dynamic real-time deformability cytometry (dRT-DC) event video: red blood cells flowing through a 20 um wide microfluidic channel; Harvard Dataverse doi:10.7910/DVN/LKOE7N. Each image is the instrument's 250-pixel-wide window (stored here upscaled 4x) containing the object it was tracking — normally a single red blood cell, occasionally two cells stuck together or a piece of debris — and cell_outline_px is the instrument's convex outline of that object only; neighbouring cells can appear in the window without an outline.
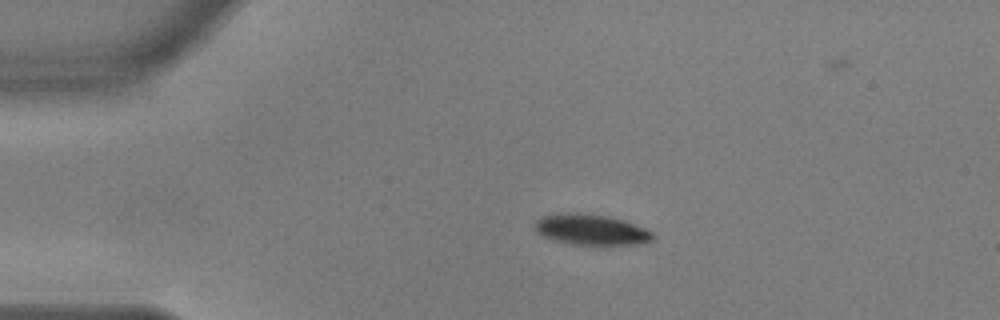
{"species": "common noctule bat (a hibernating species)", "species_latin": "Nyctalus noctula", "temperature_condition": "warm", "stored_images_in_passage": 38, "camera_frame_rate_fps": 3000, "um_per_image_px": 0.085, "animal": {"sex": "male", "body_mass_g": 17.9, "forearm_length_mm": 54.2}, "frame": {"image": 1, "passage_image": 1, "time_ms": 0.0, "image_size_px": [1000, 320], "cell_outline_px": [[652, 240], [640, 244], [576, 244], [552, 240], [536, 232], [536, 220], [544, 216], [568, 212], [576, 212], [608, 216], [624, 220], [636, 224], [652, 232]], "centroid_in_image_um": [50.25, 19.51], "position_along_channel_um": 34.8, "area_um2": 20.81}}
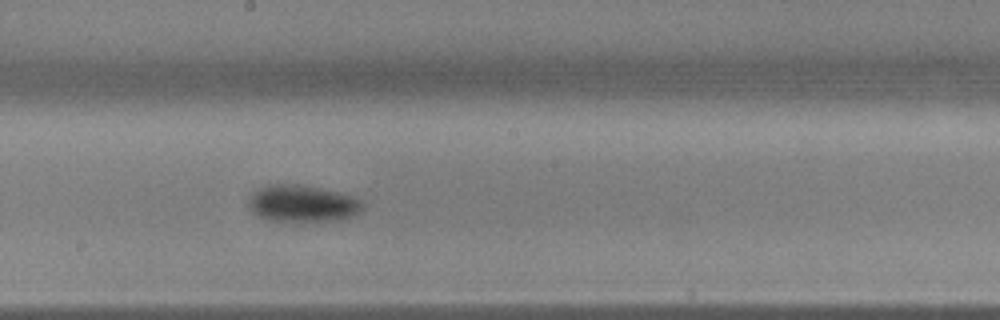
{"frame": {"image": 2, "passage_image": 20, "time_ms": 6.333, "image_size_px": [1000, 320], "cell_outline_px": [[364, 208], [352, 216], [332, 220], [304, 224], [296, 224], [264, 220], [252, 212], [248, 208], [248, 200], [252, 192], [268, 184], [308, 184], [356, 196], [364, 204]], "centroid_in_image_um": [25.68, 17.33], "position_along_channel_um": 222.5, "area_um2": 25.84}}
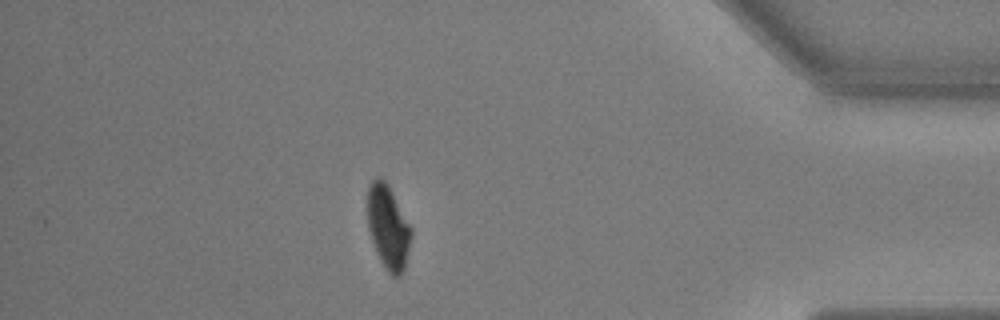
{"frame": {"image": 3, "passage_image": 38, "time_ms": 12.333, "image_size_px": [1000, 320], "cell_outline_px": [[412, 236], [404, 268], [400, 276], [392, 276], [388, 272], [380, 260], [372, 240], [368, 228], [368, 184], [376, 176], [380, 176], [388, 184], [412, 228]], "centroid_in_image_um": [32.99, 19.27], "position_along_channel_um": 402.2, "area_um2": 21.27}, "authors_computed_cell_mechanics": {"area_um2": 23.2356, "velocity_mm_per_s": 3.6333, "shape_relaxation_time_tau1_ms": 2.0492, "shape_relaxation_time_tau2_ms": 3.168, "deformation_change_tau1": 0.1355, "deformation_change_tau2": 0.0509}}